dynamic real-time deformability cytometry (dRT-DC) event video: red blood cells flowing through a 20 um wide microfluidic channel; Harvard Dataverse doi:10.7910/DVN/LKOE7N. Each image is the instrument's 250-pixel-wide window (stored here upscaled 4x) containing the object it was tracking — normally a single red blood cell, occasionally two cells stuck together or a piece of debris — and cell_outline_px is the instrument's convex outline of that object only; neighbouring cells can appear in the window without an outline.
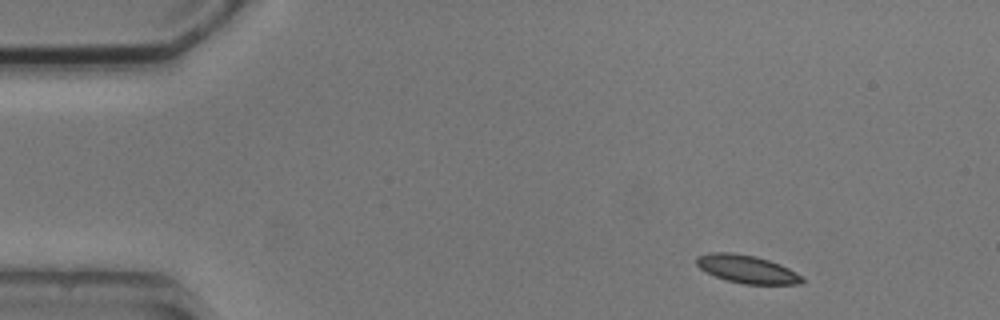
{"species": "common noctule bat (a hibernating species)", "species_latin": "Nyctalus noctula", "temperature_condition": "cold", "stored_images_in_passage": 6, "segment_of_instrument_passage": [2, 2], "camera_frame_rate_fps": 3000, "um_per_image_px": 0.085, "animal": {"sex": "male", "body_mass_g": 20.5, "forearm_length_mm": 52.5}, "frame": {"image": 1, "passage_image": 6, "time_ms": 7.0, "image_size_px": [1000, 320], "cell_outline_px": [[804, 280], [800, 284], [744, 284], [728, 280], [716, 276], [700, 268], [696, 264], [696, 256], [712, 252], [732, 252], [756, 256], [780, 264], [796, 272]], "centroid_in_image_um": [63.48, 22.86], "position_along_channel_um": 21.5, "area_um2": 17.05}}